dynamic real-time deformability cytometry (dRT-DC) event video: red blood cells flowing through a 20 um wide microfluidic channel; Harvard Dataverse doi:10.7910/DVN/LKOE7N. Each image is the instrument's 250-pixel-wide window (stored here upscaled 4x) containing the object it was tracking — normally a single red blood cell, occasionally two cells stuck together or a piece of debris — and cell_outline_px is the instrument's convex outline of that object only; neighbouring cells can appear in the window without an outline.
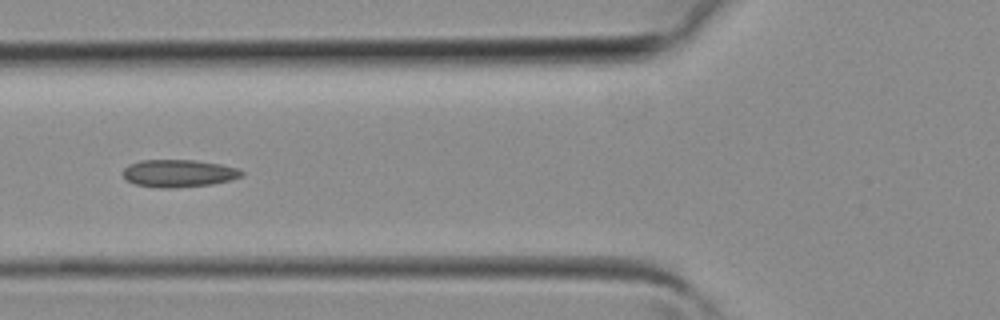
{"species": "common noctule bat (a hibernating species)", "species_latin": "Nyctalus noctula", "temperature_condition": "room temperature", "stored_images_in_passage": 8, "camera_frame_rate_fps": 3000, "um_per_image_px": 0.085, "animal": {"sex": "female", "body_mass_g": 19.3, "forearm_length_mm": 54.1}, "frame": {"image": 1, "passage_image": 5, "time_ms": 1.333, "image_size_px": [1000, 320], "cell_outline_px": [[244, 176], [232, 180], [212, 184], [176, 188], [160, 188], [136, 184], [128, 180], [124, 176], [124, 168], [128, 164], [140, 160], [196, 160], [220, 164], [240, 168], [244, 172]], "centroid_in_image_um": [15.25, 14.73], "position_along_channel_um": 110.6, "area_um2": 19.19}}
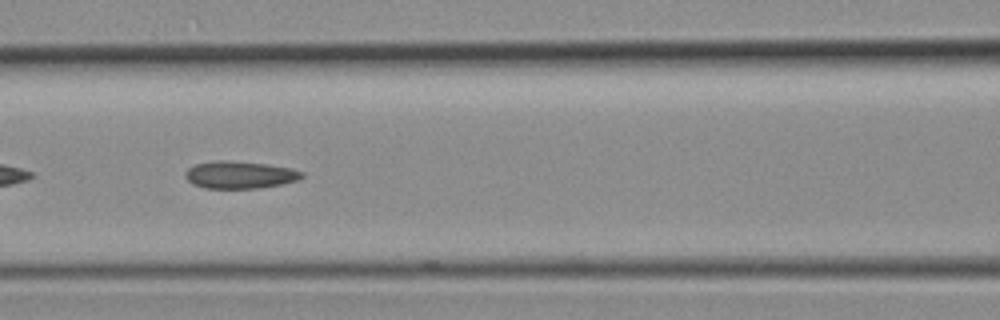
{"frame": {"image": 2, "passage_image": 7, "time_ms": 2.0, "image_size_px": [1000, 320], "cell_outline_px": [[304, 176], [296, 180], [280, 184], [260, 188], [204, 188], [192, 184], [184, 176], [188, 168], [196, 164], [216, 160], [220, 160], [268, 164], [292, 168], [304, 172]], "centroid_in_image_um": [20.38, 14.86], "position_along_channel_um": 146.2, "area_um2": 18.5}}